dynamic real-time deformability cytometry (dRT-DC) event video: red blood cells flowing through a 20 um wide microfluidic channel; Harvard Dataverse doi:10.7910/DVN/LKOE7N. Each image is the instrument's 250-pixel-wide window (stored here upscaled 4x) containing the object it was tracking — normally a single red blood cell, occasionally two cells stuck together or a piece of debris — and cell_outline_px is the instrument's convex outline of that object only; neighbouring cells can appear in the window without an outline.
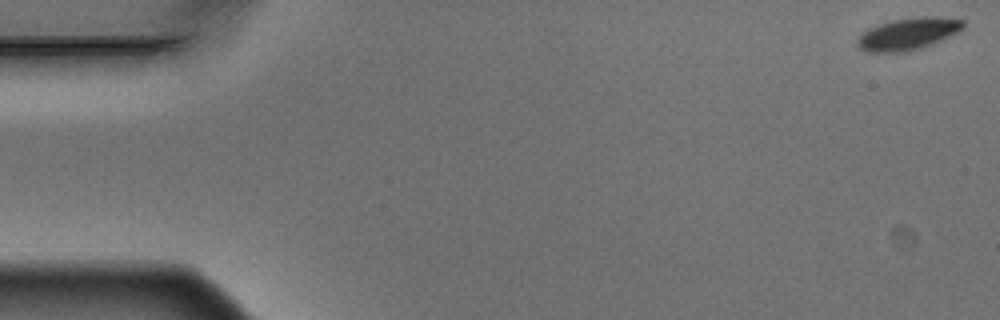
{"species": "Egyptian fruit bat (a non-hibernating species)", "species_latin": "Rousettus aegyptiacus", "temperature_condition": "warm", "stored_images_in_passage": 6, "camera_frame_rate_fps": 3000, "um_per_image_px": 0.085, "animal": {"sex": "male"}, "frame": {"image": 1, "passage_image": 1, "time_ms": 0.0, "image_size_px": [1000, 320], "cell_outline_px": [[964, 28], [932, 44], [908, 52], [868, 52], [860, 48], [856, 44], [856, 40], [864, 32], [880, 24], [892, 20], [924, 16], [928, 16], [964, 20]], "centroid_in_image_um": [77.18, 2.89], "position_along_channel_um": 7.8, "area_um2": 19.36}}
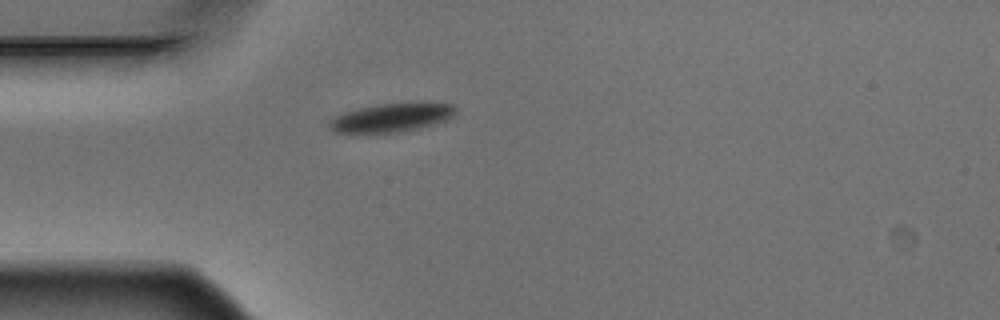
{"frame": {"image": 2, "passage_image": 5, "time_ms": 1.333, "image_size_px": [1000, 320], "cell_outline_px": [[456, 112], [452, 116], [444, 120], [432, 124], [416, 128], [396, 132], [336, 132], [328, 128], [328, 120], [344, 112], [356, 108], [376, 104], [420, 100], [424, 100], [452, 104], [456, 108]], "centroid_in_image_um": [33.3, 9.93], "position_along_channel_um": 51.7, "area_um2": 21.5}}